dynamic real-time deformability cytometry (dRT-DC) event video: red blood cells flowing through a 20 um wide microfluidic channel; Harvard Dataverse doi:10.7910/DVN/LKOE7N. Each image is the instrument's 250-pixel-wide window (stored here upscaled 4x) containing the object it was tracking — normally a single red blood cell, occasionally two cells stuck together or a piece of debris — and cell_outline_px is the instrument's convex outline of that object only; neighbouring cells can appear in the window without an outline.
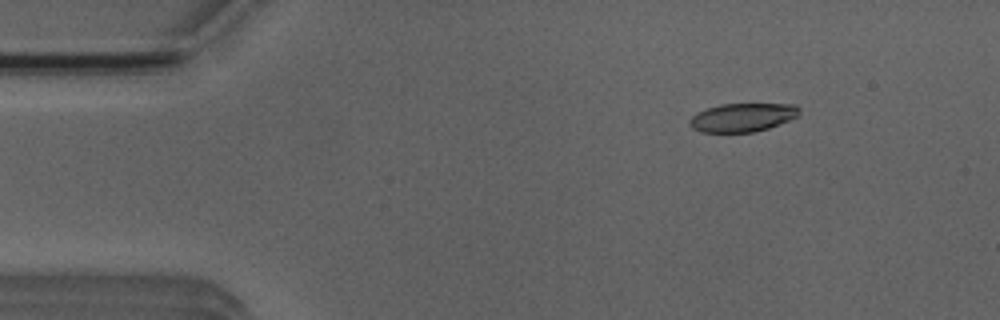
{"species": "Egyptian fruit bat (a non-hibernating species)", "species_latin": "Rousettus aegyptiacus", "temperature_condition": "room temperature", "stored_images_in_passage": 4, "camera_frame_rate_fps": 3000, "um_per_image_px": 0.085, "animal": {"sex": "male"}, "frame": {"image": 1, "passage_image": 2, "time_ms": 2.0, "image_size_px": [1000, 320], "cell_outline_px": [[800, 112], [796, 116], [788, 120], [768, 128], [752, 132], [700, 132], [692, 128], [688, 124], [688, 120], [692, 116], [708, 108], [720, 104], [796, 104], [800, 108]], "centroid_in_image_um": [63.09, 9.98], "position_along_channel_um": 21.9, "area_um2": 18.09}}